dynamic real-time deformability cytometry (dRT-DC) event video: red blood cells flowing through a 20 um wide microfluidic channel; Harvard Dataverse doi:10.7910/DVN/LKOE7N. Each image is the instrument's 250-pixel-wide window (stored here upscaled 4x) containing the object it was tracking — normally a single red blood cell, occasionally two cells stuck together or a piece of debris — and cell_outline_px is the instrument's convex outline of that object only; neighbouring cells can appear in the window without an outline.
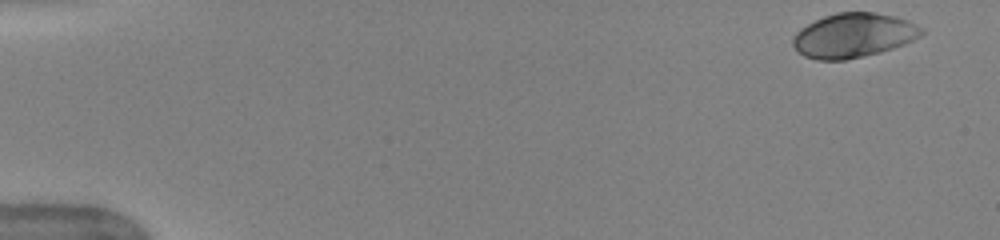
{"species": "human", "species_latin": "Homo sapiens", "temperature_condition": "warm", "stored_images_in_passage": 50, "camera_frame_rate_fps": 3000, "um_per_image_px": 0.085, "donor": {"sex": "female"}, "frame": {"image": 1, "passage_image": 1, "time_ms": 0.0, "image_size_px": [1000, 240], "cell_outline_px": [[924, 32], [920, 36], [904, 44], [880, 52], [844, 60], [816, 60], [804, 56], [792, 44], [792, 36], [800, 28], [824, 16], [836, 12], [872, 12], [896, 16], [908, 20], [924, 28]], "centroid_in_image_um": [72.54, 3.0], "position_along_channel_um": 12.5, "area_um2": 33.23}}
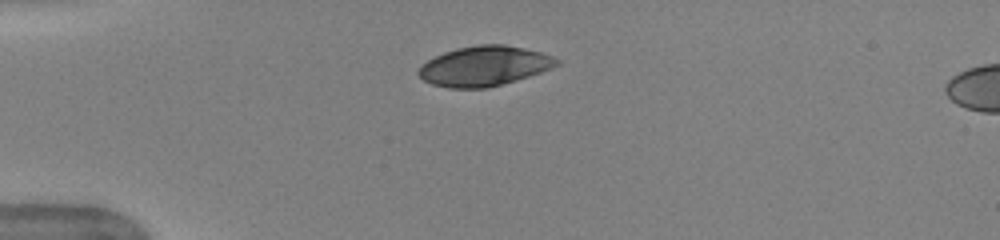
{"frame": {"image": 2, "passage_image": 12, "time_ms": 3.667, "image_size_px": [1000, 240], "cell_outline_px": [[560, 64], [540, 72], [516, 80], [488, 88], [448, 88], [432, 84], [424, 80], [416, 72], [428, 60], [444, 52], [456, 48], [476, 44], [504, 44], [524, 48], [540, 52], [552, 56], [560, 60]], "centroid_in_image_um": [41.16, 5.61], "position_along_channel_um": 43.8, "area_um2": 31.96}}
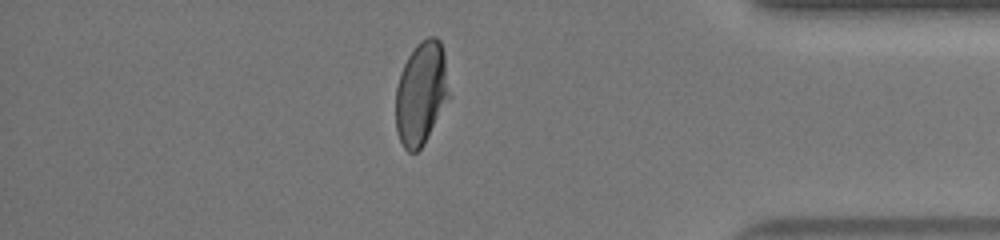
{"frame": {"image": 3, "passage_image": 43, "time_ms": 14.0, "image_size_px": [1000, 240], "cell_outline_px": [[452, 96], [424, 144], [416, 152], [408, 152], [404, 148], [396, 132], [396, 88], [400, 72], [408, 56], [416, 44], [420, 40], [428, 36], [436, 36], [440, 40], [444, 52]], "centroid_in_image_um": [35.84, 7.91], "position_along_channel_um": 399.4, "area_um2": 32.95}, "authors_computed_cell_mechanics": {"area_um2": 33.1483, "velocity_mm_per_s": 3.9768, "shape_relaxation_time_tau1_ms": 3.3209, "shape_relaxation_time_tau2_ms": null, "deformation_change_tau1": 0.1698, "deformation_change_tau2": null}}